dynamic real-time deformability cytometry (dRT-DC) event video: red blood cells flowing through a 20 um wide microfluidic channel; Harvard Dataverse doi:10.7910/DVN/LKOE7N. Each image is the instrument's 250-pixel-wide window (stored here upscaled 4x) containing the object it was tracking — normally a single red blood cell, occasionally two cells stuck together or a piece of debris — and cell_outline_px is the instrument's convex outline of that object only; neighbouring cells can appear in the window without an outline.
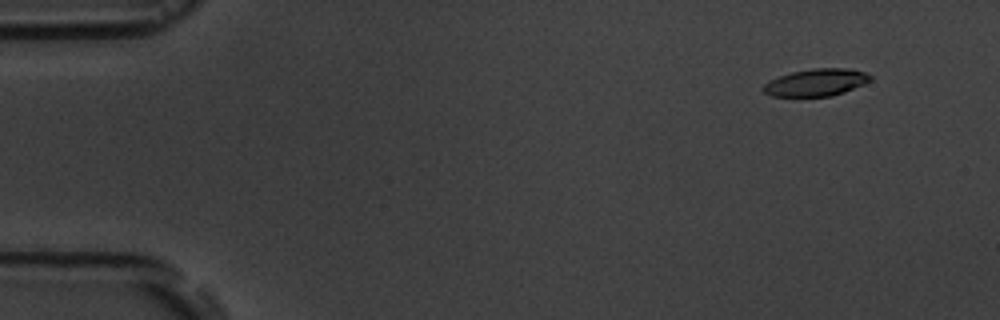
{"species": "common noctule bat (a hibernating species)", "species_latin": "Nyctalus noctula", "temperature_condition": "room temperature", "stored_images_in_passage": 6, "camera_frame_rate_fps": 3000, "um_per_image_px": 0.085, "animal": {"sex": "male", "body_mass_g": 19.5, "forearm_length_mm": 54.6}, "frame": {"image": 1, "passage_image": 2, "time_ms": 1.0, "image_size_px": [1000, 320], "cell_outline_px": [[872, 80], [864, 84], [844, 92], [832, 96], [772, 96], [764, 92], [760, 88], [764, 84], [780, 76], [792, 72], [812, 68], [848, 68], [864, 72], [872, 76]], "centroid_in_image_um": [69.39, 7.01], "position_along_channel_um": 15.6, "area_um2": 16.94}}
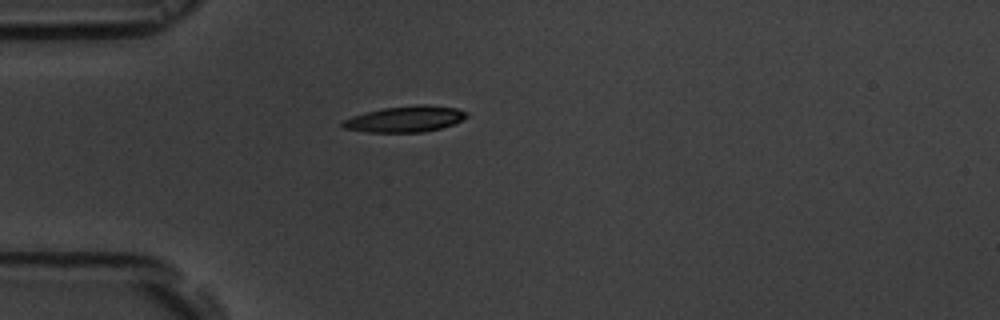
{"frame": {"image": 2, "passage_image": 5, "time_ms": 4.667, "image_size_px": [1000, 320], "cell_outline_px": [[468, 116], [452, 124], [440, 128], [424, 132], [368, 132], [344, 128], [340, 124], [344, 120], [352, 116], [384, 108], [416, 104], [428, 104], [456, 108], [468, 112]], "centroid_in_image_um": [34.46, 10.11], "position_along_channel_um": 50.5, "area_um2": 18.67}}